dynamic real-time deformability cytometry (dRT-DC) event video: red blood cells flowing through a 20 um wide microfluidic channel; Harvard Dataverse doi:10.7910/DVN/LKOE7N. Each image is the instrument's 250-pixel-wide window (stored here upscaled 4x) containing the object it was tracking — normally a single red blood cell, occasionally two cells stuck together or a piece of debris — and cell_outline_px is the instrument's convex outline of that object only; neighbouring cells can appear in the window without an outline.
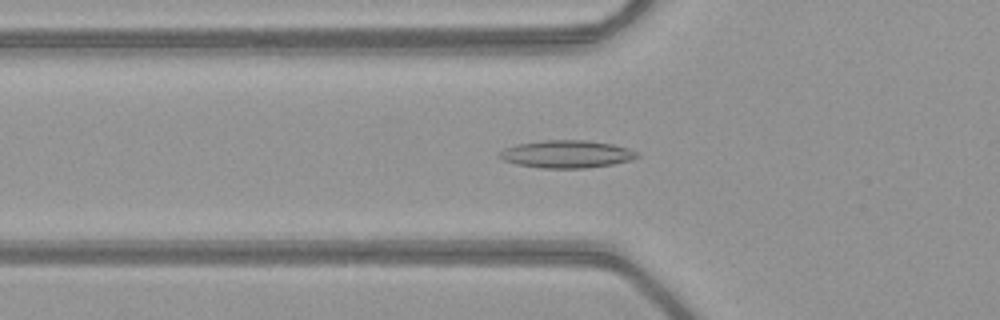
{"species": "common noctule bat (a hibernating species)", "species_latin": "Nyctalus noctula", "temperature_condition": "warm", "stored_images_in_passage": 52, "camera_frame_rate_fps": 3000, "um_per_image_px": 0.085, "animal": {"sex": "female", "body_mass_g": 21.9}, "frame": {"image": 1, "passage_image": 19, "time_ms": 6.0, "image_size_px": [1000, 320], "cell_outline_px": [[640, 156], [632, 160], [612, 164], [588, 168], [540, 168], [516, 164], [504, 160], [496, 156], [504, 148], [516, 144], [544, 140], [588, 140], [612, 144], [628, 148], [636, 152]], "centroid_in_image_um": [48.15, 13.1], "position_along_channel_um": 77.6, "area_um2": 22.25}}
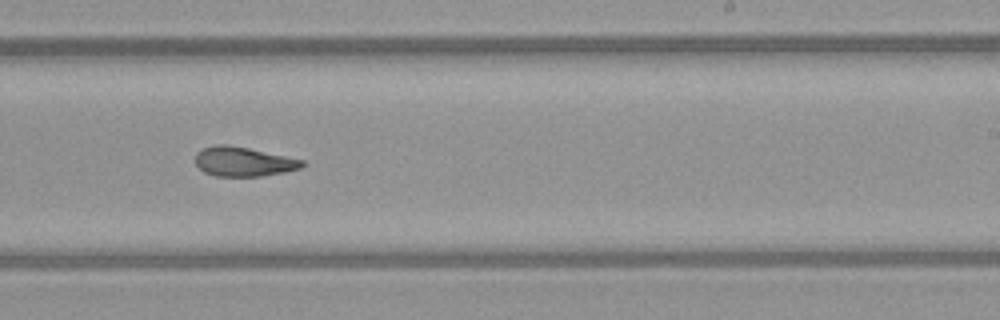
{"frame": {"image": 2, "passage_image": 33, "time_ms": 10.667, "image_size_px": [1000, 320], "cell_outline_px": [[308, 164], [300, 168], [284, 172], [260, 176], [216, 176], [204, 172], [196, 164], [196, 152], [200, 148], [216, 144], [228, 144], [248, 148], [304, 160]], "centroid_in_image_um": [20.68, 13.73], "position_along_channel_um": 268.3, "area_um2": 18.38}}
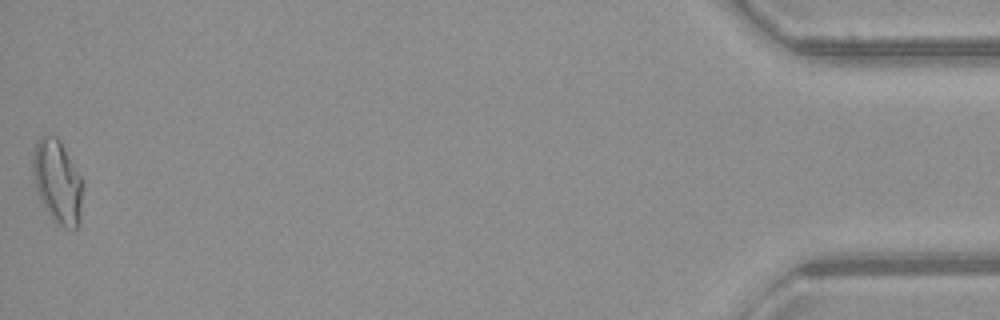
{"frame": {"image": 3, "passage_image": 52, "time_ms": 17.0, "image_size_px": [1000, 320], "cell_outline_px": [[84, 184], [80, 224], [76, 228], [64, 228], [56, 224], [52, 220], [40, 200], [32, 176], [32, 148], [36, 140], [40, 136], [56, 136], [60, 140], [84, 180]], "centroid_in_image_um": [4.89, 15.45], "position_along_channel_um": 430.3, "area_um2": 25.14}, "authors_computed_cell_mechanics": {"area_um2": 20.1144, "velocity_mm_per_s": 4.0565, "shape_relaxation_time_tau1_ms": null, "shape_relaxation_time_tau2_ms": 3.0357, "deformation_change_tau1": null, "deformation_change_tau2": 0.1145}}